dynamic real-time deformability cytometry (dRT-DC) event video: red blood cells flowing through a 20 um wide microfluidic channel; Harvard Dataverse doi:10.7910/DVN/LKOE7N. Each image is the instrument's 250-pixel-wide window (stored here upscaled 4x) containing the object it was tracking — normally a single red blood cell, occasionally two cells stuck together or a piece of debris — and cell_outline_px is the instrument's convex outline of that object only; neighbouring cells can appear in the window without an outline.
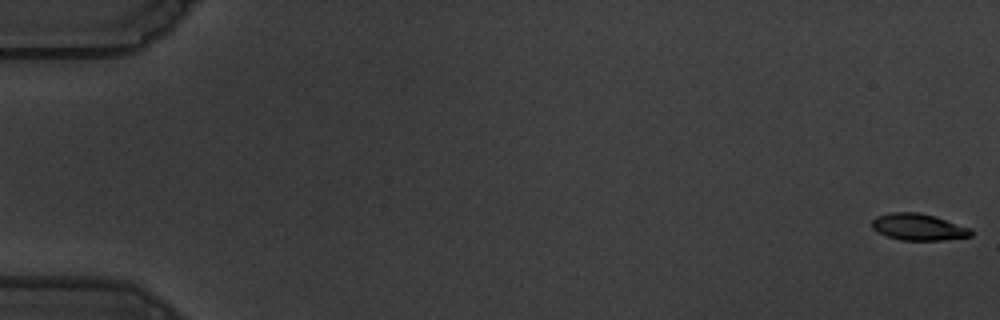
{"species": "common noctule bat (a hibernating species)", "species_latin": "Nyctalus noctula", "temperature_condition": "warm", "stored_images_in_passage": 19, "camera_frame_rate_fps": 3000, "um_per_image_px": 0.085, "animal": {"sex": "male", "body_mass_g": 19.5, "forearm_length_mm": 54.6}, "frame": {"image": 1, "passage_image": 1, "time_ms": 0.0, "image_size_px": [1000, 320], "cell_outline_px": [[972, 236], [944, 240], [900, 240], [876, 232], [872, 228], [872, 220], [876, 216], [892, 212], [920, 212], [936, 216], [968, 228], [972, 232]], "centroid_in_image_um": [78.03, 19.29], "position_along_channel_um": 7.0, "area_um2": 15.37}}
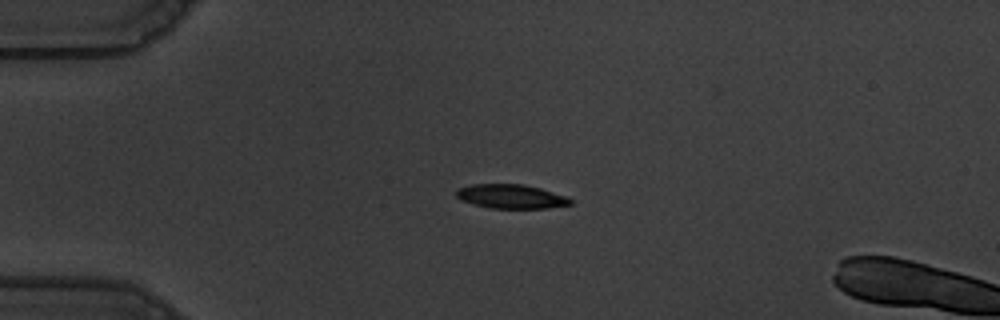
{"frame": {"image": 2, "passage_image": 15, "time_ms": 4.667, "image_size_px": [1000, 320], "cell_outline_px": [[572, 204], [548, 208], [488, 208], [472, 204], [460, 200], [456, 196], [456, 188], [472, 184], [524, 184], [540, 188], [568, 196], [572, 200]], "centroid_in_image_um": [43.42, 16.69], "position_along_channel_um": 41.6, "area_um2": 16.24}}